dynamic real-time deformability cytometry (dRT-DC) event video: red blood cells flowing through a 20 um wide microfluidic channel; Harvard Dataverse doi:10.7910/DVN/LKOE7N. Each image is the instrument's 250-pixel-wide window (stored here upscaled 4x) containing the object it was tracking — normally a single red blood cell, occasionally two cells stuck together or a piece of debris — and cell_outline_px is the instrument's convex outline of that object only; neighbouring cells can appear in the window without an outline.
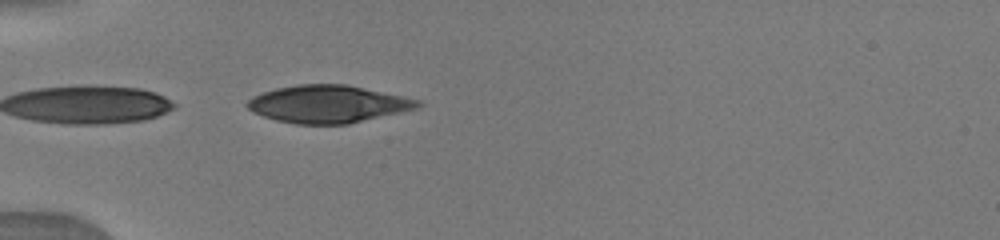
{"species": "human", "species_latin": "Homo sapiens", "temperature_condition": "warm", "stored_images_in_passage": 14, "camera_frame_rate_fps": 3000, "um_per_image_px": 0.085, "donor": {"sex": "male"}, "frame": {"image": 1, "passage_image": 1, "time_ms": 0.0, "image_size_px": [1000, 240], "cell_outline_px": [[424, 104], [416, 108], [348, 124], [296, 124], [276, 120], [252, 112], [244, 104], [252, 96], [276, 88], [296, 84], [348, 84], [404, 96], [420, 100]], "centroid_in_image_um": [27.86, 8.83], "position_along_channel_um": 57.1, "area_um2": 37.28}}
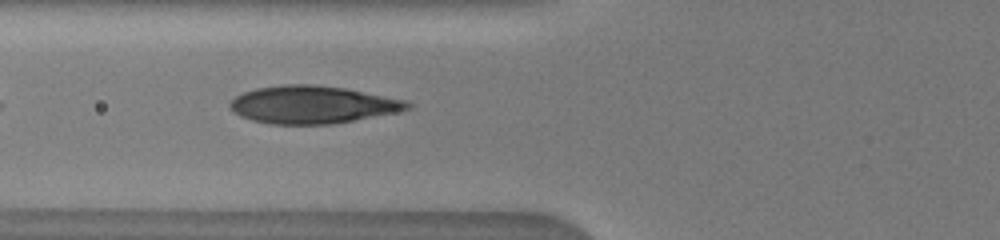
{"frame": {"image": 2, "passage_image": 6, "time_ms": 1.333, "image_size_px": [1000, 240], "cell_outline_px": [[412, 108], [396, 112], [332, 124], [268, 124], [252, 120], [240, 116], [228, 108], [228, 104], [236, 96], [244, 92], [256, 88], [284, 84], [312, 84], [344, 88], [404, 100], [412, 104]], "centroid_in_image_um": [26.51, 8.9], "position_along_channel_um": 99.3, "area_um2": 38.73}}
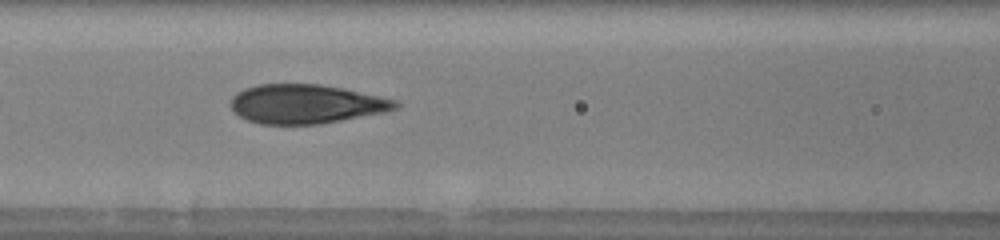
{"frame": {"image": 3, "passage_image": 10, "time_ms": 2.333, "image_size_px": [1000, 240], "cell_outline_px": [[400, 108], [388, 112], [320, 124], [260, 124], [248, 120], [240, 116], [228, 104], [232, 96], [236, 92], [244, 88], [260, 84], [320, 84], [344, 88], [396, 100], [400, 104]], "centroid_in_image_um": [26.03, 8.84], "position_along_channel_um": 140.6, "area_um2": 37.86}}